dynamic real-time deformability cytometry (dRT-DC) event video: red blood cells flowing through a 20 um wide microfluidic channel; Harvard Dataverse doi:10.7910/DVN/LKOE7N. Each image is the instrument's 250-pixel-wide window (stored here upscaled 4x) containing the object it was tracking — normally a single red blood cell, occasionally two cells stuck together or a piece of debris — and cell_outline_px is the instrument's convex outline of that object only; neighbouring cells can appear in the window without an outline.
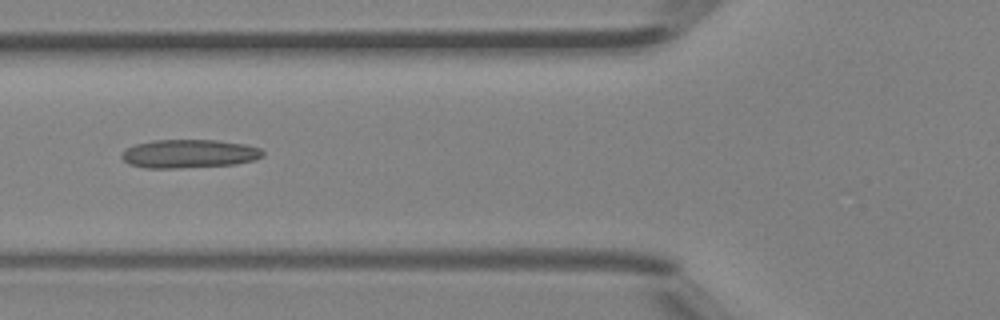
{"species": "Egyptian fruit bat (a non-hibernating species)", "species_latin": "Rousettus aegyptiacus", "temperature_condition": "room temperature", "stored_images_in_passage": 4, "camera_frame_rate_fps": 3000, "um_per_image_px": 0.085, "animal": {"sex": "female"}, "frame": {"image": 1, "passage_image": 4, "time_ms": 1.0, "image_size_px": [1000, 320], "cell_outline_px": [[264, 156], [252, 160], [236, 164], [180, 168], [144, 168], [128, 164], [120, 156], [124, 148], [136, 144], [152, 140], [216, 140], [244, 144], [260, 148], [264, 152]], "centroid_in_image_um": [16.03, 13.07], "position_along_channel_um": 109.8, "area_um2": 23.58}}